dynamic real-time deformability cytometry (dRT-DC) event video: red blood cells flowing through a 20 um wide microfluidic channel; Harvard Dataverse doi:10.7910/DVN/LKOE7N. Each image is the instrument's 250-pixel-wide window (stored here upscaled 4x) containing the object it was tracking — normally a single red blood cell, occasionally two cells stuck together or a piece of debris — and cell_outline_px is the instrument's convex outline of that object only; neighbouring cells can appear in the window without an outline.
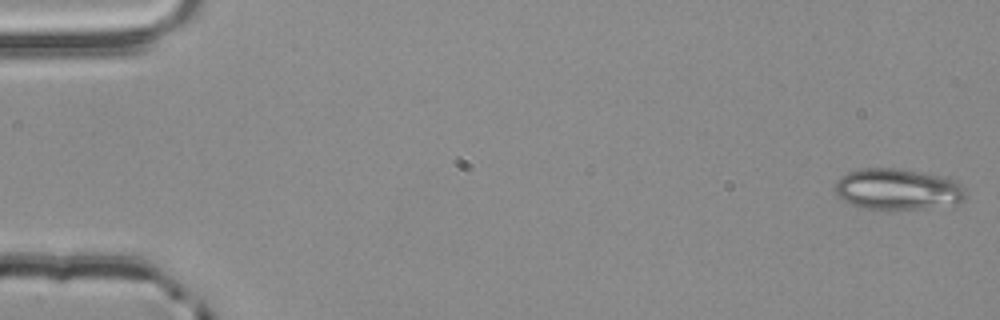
{"species": "common noctule bat (a hibernating species)", "species_latin": "Nyctalus noctula", "temperature_condition": "room temperature", "stored_images_in_passage": 54, "camera_frame_rate_fps": 3000, "um_per_image_px": 0.085, "animal": {"sex": "male", "body_mass_g": 20.4}, "frame": {"image": 1, "passage_image": 1, "time_ms": 0.0, "image_size_px": [1000, 320], "cell_outline_px": [[968, 196], [964, 200], [956, 204], [924, 208], [888, 212], [864, 208], [840, 200], [836, 196], [832, 188], [840, 176], [848, 172], [860, 168], [896, 168], [940, 176], [952, 180], [960, 184], [968, 192]], "centroid_in_image_um": [76.25, 16.12], "position_along_channel_um": 8.8, "area_um2": 32.19}}
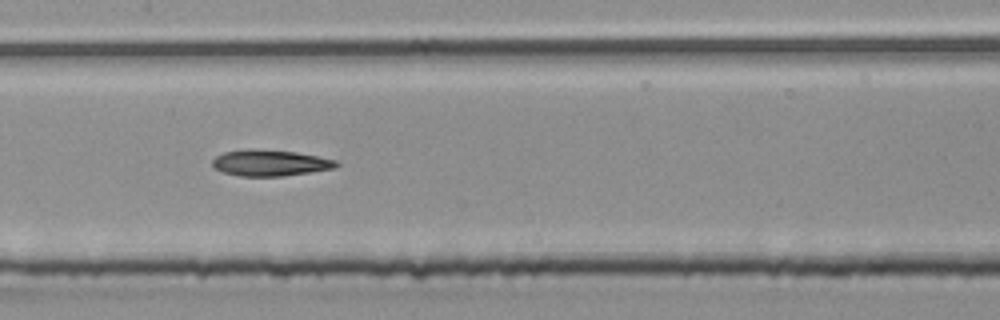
{"frame": {"image": 2, "passage_image": 27, "time_ms": 8.667, "image_size_px": [1000, 320], "cell_outline_px": [[340, 164], [336, 168], [284, 176], [240, 176], [224, 172], [216, 168], [212, 164], [212, 160], [216, 156], [224, 152], [244, 148], [252, 148], [296, 152], [336, 160]], "centroid_in_image_um": [22.96, 13.83], "position_along_channel_um": 184.4, "area_um2": 18.96}}
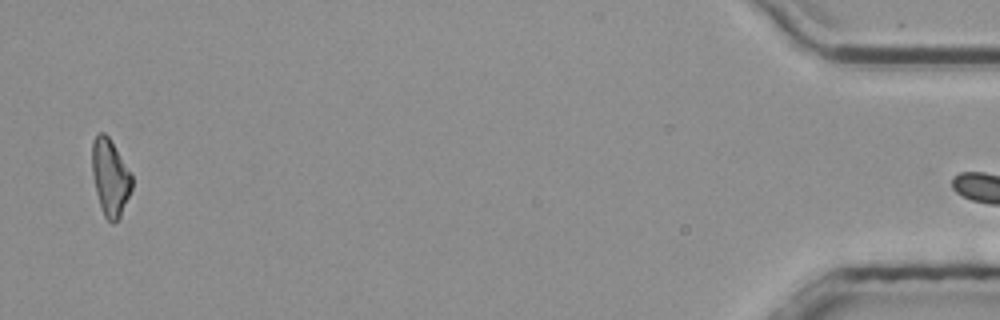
{"frame": {"image": 3, "passage_image": 53, "time_ms": 17.333, "image_size_px": [1000, 320], "cell_outline_px": [[132, 188], [120, 216], [112, 224], [104, 216], [100, 208], [96, 192], [92, 172], [92, 140], [100, 132], [104, 132], [108, 136], [132, 176]], "centroid_in_image_um": [9.34, 15.09], "position_along_channel_um": 425.9, "area_um2": 17.51}}